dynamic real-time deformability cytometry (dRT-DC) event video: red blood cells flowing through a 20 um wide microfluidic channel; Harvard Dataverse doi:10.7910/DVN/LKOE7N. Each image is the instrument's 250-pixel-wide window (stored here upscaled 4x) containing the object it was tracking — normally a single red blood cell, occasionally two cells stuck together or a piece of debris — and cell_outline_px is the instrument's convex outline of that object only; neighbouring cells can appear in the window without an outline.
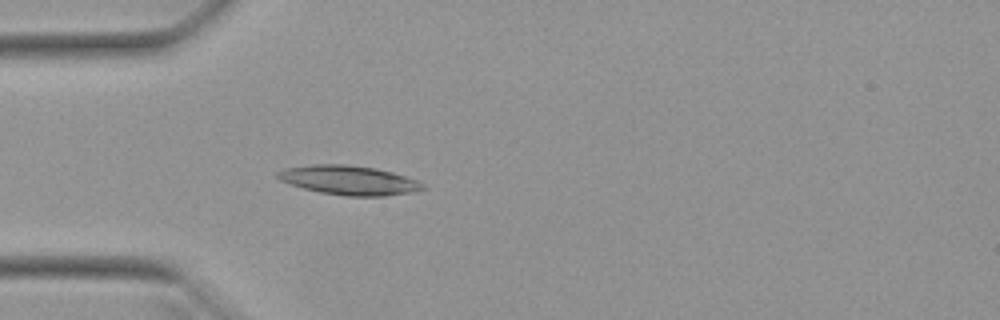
{"species": "Egyptian fruit bat (a non-hibernating species)", "species_latin": "Rousettus aegyptiacus", "temperature_condition": "warm", "stored_images_in_passage": 49, "camera_frame_rate_fps": 3000, "um_per_image_px": 0.085, "animal": {"sex": "female"}, "frame": {"image": 1, "passage_image": 13, "time_ms": 4.0, "image_size_px": [1000, 320], "cell_outline_px": [[428, 188], [412, 192], [384, 196], [348, 196], [320, 192], [304, 188], [280, 180], [276, 176], [276, 172], [284, 168], [312, 164], [344, 164], [376, 168], [392, 172], [416, 180], [424, 184]], "centroid_in_image_um": [29.67, 15.31], "position_along_channel_um": 55.3, "area_um2": 24.68}}
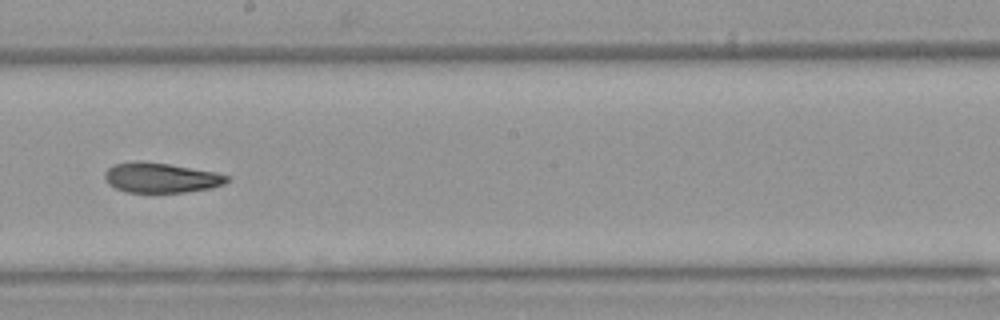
{"frame": {"image": 2, "passage_image": 27, "time_ms": 8.667, "image_size_px": [1000, 320], "cell_outline_px": [[232, 180], [224, 184], [212, 188], [184, 192], [128, 192], [116, 188], [108, 184], [104, 176], [104, 172], [112, 164], [136, 160], [140, 160], [168, 164], [216, 172], [228, 176]], "centroid_in_image_um": [13.67, 15.09], "position_along_channel_um": 234.5, "area_um2": 21.5}}
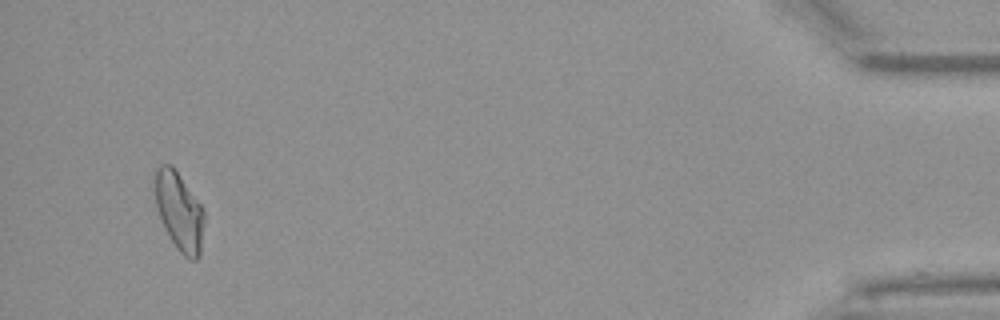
{"frame": {"image": 3, "passage_image": 47, "time_ms": 15.333, "image_size_px": [1000, 320], "cell_outline_px": [[204, 224], [200, 256], [196, 260], [192, 260], [184, 256], [176, 248], [156, 208], [156, 168], [160, 164], [168, 164], [176, 172], [200, 204], [204, 212]], "centroid_in_image_um": [15.26, 18.02], "position_along_channel_um": 419.9, "area_um2": 21.73}, "authors_computed_cell_mechanics": {"area_um2": 22.3108, "velocity_mm_per_s": 3.9703, "shape_relaxation_time_tau1_ms": null, "shape_relaxation_time_tau2_ms": 5.9788, "deformation_change_tau1": null, "deformation_change_tau2": 0.1463}}